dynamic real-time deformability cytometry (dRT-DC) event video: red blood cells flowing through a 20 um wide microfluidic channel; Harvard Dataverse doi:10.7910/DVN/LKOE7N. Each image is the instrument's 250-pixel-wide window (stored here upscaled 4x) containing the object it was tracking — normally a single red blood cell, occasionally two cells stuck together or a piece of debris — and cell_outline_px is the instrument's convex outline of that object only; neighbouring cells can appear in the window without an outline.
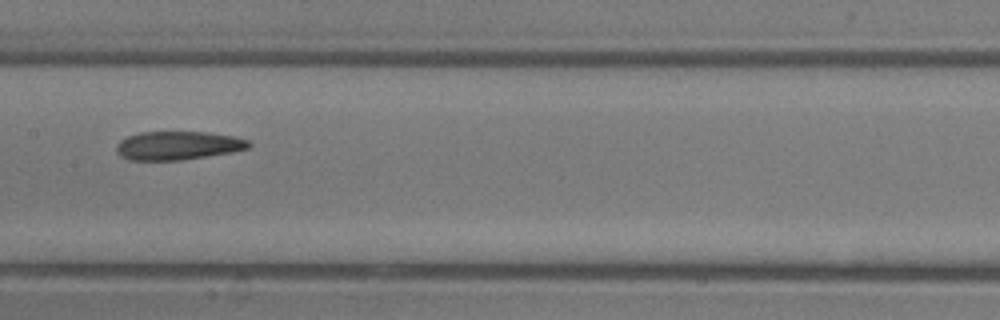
{"species": "common noctule bat (a hibernating species)", "species_latin": "Nyctalus noctula", "temperature_condition": "room temperature", "stored_images_in_passage": 6, "camera_frame_rate_fps": 3000, "um_per_image_px": 0.085, "animal": {"sex": "male", "body_mass_g": 13.3}, "frame": {"image": 1, "passage_image": 5, "time_ms": 4.667, "image_size_px": [1000, 320], "cell_outline_px": [[252, 144], [248, 148], [232, 152], [180, 160], [128, 160], [120, 156], [116, 152], [116, 148], [120, 140], [128, 136], [140, 132], [204, 132], [236, 136], [248, 140]], "centroid_in_image_um": [15.12, 12.37], "position_along_channel_um": 192.3, "area_um2": 22.02}}
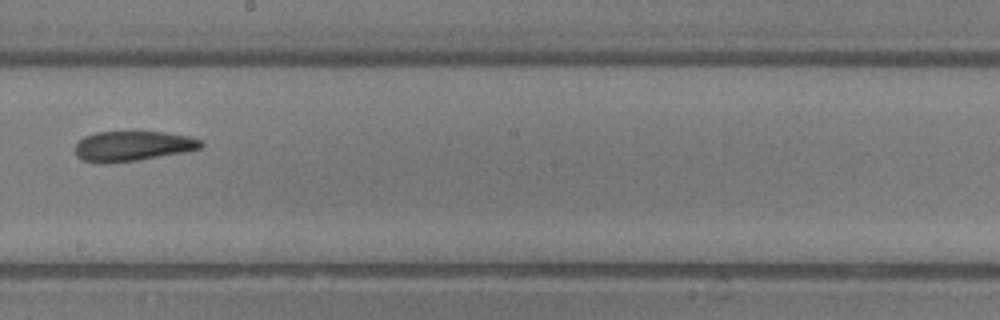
{"frame": {"image": 2, "passage_image": 6, "time_ms": 5.667, "image_size_px": [1000, 320], "cell_outline_px": [[204, 148], [184, 152], [136, 160], [84, 160], [76, 156], [72, 148], [84, 136], [96, 132], [164, 132], [188, 136], [200, 140], [204, 144]], "centroid_in_image_um": [11.32, 12.37], "position_along_channel_um": 236.9, "area_um2": 21.33}}